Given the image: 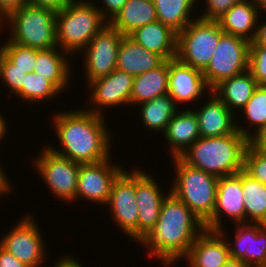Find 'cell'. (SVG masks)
<instances>
[{
	"label": "cell",
	"mask_w": 266,
	"mask_h": 267,
	"mask_svg": "<svg viewBox=\"0 0 266 267\" xmlns=\"http://www.w3.org/2000/svg\"><path fill=\"white\" fill-rule=\"evenodd\" d=\"M223 30L218 21L196 18L177 33L176 58L203 71L209 64Z\"/></svg>",
	"instance_id": "cell-7"
},
{
	"label": "cell",
	"mask_w": 266,
	"mask_h": 267,
	"mask_svg": "<svg viewBox=\"0 0 266 267\" xmlns=\"http://www.w3.org/2000/svg\"><path fill=\"white\" fill-rule=\"evenodd\" d=\"M27 5V0H0V24L12 12Z\"/></svg>",
	"instance_id": "cell-40"
},
{
	"label": "cell",
	"mask_w": 266,
	"mask_h": 267,
	"mask_svg": "<svg viewBox=\"0 0 266 267\" xmlns=\"http://www.w3.org/2000/svg\"><path fill=\"white\" fill-rule=\"evenodd\" d=\"M198 0H155V9L158 21L169 26L175 32L182 31L193 18L192 11L197 8ZM193 9V10H192ZM192 14V15H191ZM191 16V17H190Z\"/></svg>",
	"instance_id": "cell-30"
},
{
	"label": "cell",
	"mask_w": 266,
	"mask_h": 267,
	"mask_svg": "<svg viewBox=\"0 0 266 267\" xmlns=\"http://www.w3.org/2000/svg\"><path fill=\"white\" fill-rule=\"evenodd\" d=\"M74 0H27V5L50 8L55 12L62 10Z\"/></svg>",
	"instance_id": "cell-41"
},
{
	"label": "cell",
	"mask_w": 266,
	"mask_h": 267,
	"mask_svg": "<svg viewBox=\"0 0 266 267\" xmlns=\"http://www.w3.org/2000/svg\"><path fill=\"white\" fill-rule=\"evenodd\" d=\"M133 81L134 76L115 69L110 74L94 79L90 83H87L88 87L90 88V101L87 102V105L89 103V105L92 104L93 107L86 110L105 116V111L102 109L130 105Z\"/></svg>",
	"instance_id": "cell-15"
},
{
	"label": "cell",
	"mask_w": 266,
	"mask_h": 267,
	"mask_svg": "<svg viewBox=\"0 0 266 267\" xmlns=\"http://www.w3.org/2000/svg\"><path fill=\"white\" fill-rule=\"evenodd\" d=\"M24 71L16 68V66L2 53L0 56V79L5 84L9 93L16 94L24 85Z\"/></svg>",
	"instance_id": "cell-36"
},
{
	"label": "cell",
	"mask_w": 266,
	"mask_h": 267,
	"mask_svg": "<svg viewBox=\"0 0 266 267\" xmlns=\"http://www.w3.org/2000/svg\"><path fill=\"white\" fill-rule=\"evenodd\" d=\"M259 11L255 0H242L233 5L217 21L224 33L246 39L252 42L257 30Z\"/></svg>",
	"instance_id": "cell-24"
},
{
	"label": "cell",
	"mask_w": 266,
	"mask_h": 267,
	"mask_svg": "<svg viewBox=\"0 0 266 267\" xmlns=\"http://www.w3.org/2000/svg\"><path fill=\"white\" fill-rule=\"evenodd\" d=\"M33 163L53 197L65 203L75 202L79 163L55 154L47 146Z\"/></svg>",
	"instance_id": "cell-9"
},
{
	"label": "cell",
	"mask_w": 266,
	"mask_h": 267,
	"mask_svg": "<svg viewBox=\"0 0 266 267\" xmlns=\"http://www.w3.org/2000/svg\"><path fill=\"white\" fill-rule=\"evenodd\" d=\"M255 4L258 8V11H260V14L262 13V11L264 13L266 12V0H255Z\"/></svg>",
	"instance_id": "cell-49"
},
{
	"label": "cell",
	"mask_w": 266,
	"mask_h": 267,
	"mask_svg": "<svg viewBox=\"0 0 266 267\" xmlns=\"http://www.w3.org/2000/svg\"><path fill=\"white\" fill-rule=\"evenodd\" d=\"M248 139L237 130L220 137H200L180 158L188 165L218 178L243 171Z\"/></svg>",
	"instance_id": "cell-3"
},
{
	"label": "cell",
	"mask_w": 266,
	"mask_h": 267,
	"mask_svg": "<svg viewBox=\"0 0 266 267\" xmlns=\"http://www.w3.org/2000/svg\"><path fill=\"white\" fill-rule=\"evenodd\" d=\"M248 70L258 85L266 81V46L250 44Z\"/></svg>",
	"instance_id": "cell-37"
},
{
	"label": "cell",
	"mask_w": 266,
	"mask_h": 267,
	"mask_svg": "<svg viewBox=\"0 0 266 267\" xmlns=\"http://www.w3.org/2000/svg\"><path fill=\"white\" fill-rule=\"evenodd\" d=\"M3 54L24 73L29 74L34 71L37 48L25 47L6 39L3 43Z\"/></svg>",
	"instance_id": "cell-34"
},
{
	"label": "cell",
	"mask_w": 266,
	"mask_h": 267,
	"mask_svg": "<svg viewBox=\"0 0 266 267\" xmlns=\"http://www.w3.org/2000/svg\"><path fill=\"white\" fill-rule=\"evenodd\" d=\"M243 171L266 185V151L254 149L248 144L244 153Z\"/></svg>",
	"instance_id": "cell-35"
},
{
	"label": "cell",
	"mask_w": 266,
	"mask_h": 267,
	"mask_svg": "<svg viewBox=\"0 0 266 267\" xmlns=\"http://www.w3.org/2000/svg\"><path fill=\"white\" fill-rule=\"evenodd\" d=\"M205 5L207 6L199 18L204 20H214L217 21L221 16H223L233 5L241 2L242 0H205ZM204 13V14H203Z\"/></svg>",
	"instance_id": "cell-38"
},
{
	"label": "cell",
	"mask_w": 266,
	"mask_h": 267,
	"mask_svg": "<svg viewBox=\"0 0 266 267\" xmlns=\"http://www.w3.org/2000/svg\"><path fill=\"white\" fill-rule=\"evenodd\" d=\"M1 113V112H0ZM6 120L4 118V116L2 114H0V142H2V140H5V136L7 135V129H8V124H6Z\"/></svg>",
	"instance_id": "cell-48"
},
{
	"label": "cell",
	"mask_w": 266,
	"mask_h": 267,
	"mask_svg": "<svg viewBox=\"0 0 266 267\" xmlns=\"http://www.w3.org/2000/svg\"><path fill=\"white\" fill-rule=\"evenodd\" d=\"M2 28H1V26H0V30H1ZM3 53V45L2 46H0V56H1V54Z\"/></svg>",
	"instance_id": "cell-51"
},
{
	"label": "cell",
	"mask_w": 266,
	"mask_h": 267,
	"mask_svg": "<svg viewBox=\"0 0 266 267\" xmlns=\"http://www.w3.org/2000/svg\"><path fill=\"white\" fill-rule=\"evenodd\" d=\"M96 5L91 0H74L56 12L57 47L69 56L82 52L93 36L108 24Z\"/></svg>",
	"instance_id": "cell-4"
},
{
	"label": "cell",
	"mask_w": 266,
	"mask_h": 267,
	"mask_svg": "<svg viewBox=\"0 0 266 267\" xmlns=\"http://www.w3.org/2000/svg\"><path fill=\"white\" fill-rule=\"evenodd\" d=\"M222 267H251L241 259L229 258Z\"/></svg>",
	"instance_id": "cell-47"
},
{
	"label": "cell",
	"mask_w": 266,
	"mask_h": 267,
	"mask_svg": "<svg viewBox=\"0 0 266 267\" xmlns=\"http://www.w3.org/2000/svg\"><path fill=\"white\" fill-rule=\"evenodd\" d=\"M112 220L120 231L138 242V207L135 198V167L125 169L114 180L107 203Z\"/></svg>",
	"instance_id": "cell-11"
},
{
	"label": "cell",
	"mask_w": 266,
	"mask_h": 267,
	"mask_svg": "<svg viewBox=\"0 0 266 267\" xmlns=\"http://www.w3.org/2000/svg\"><path fill=\"white\" fill-rule=\"evenodd\" d=\"M163 61L160 55L124 36L118 49L116 69L137 76L158 67Z\"/></svg>",
	"instance_id": "cell-25"
},
{
	"label": "cell",
	"mask_w": 266,
	"mask_h": 267,
	"mask_svg": "<svg viewBox=\"0 0 266 267\" xmlns=\"http://www.w3.org/2000/svg\"><path fill=\"white\" fill-rule=\"evenodd\" d=\"M4 23L9 24L12 42L37 49L57 47L56 12L50 8L25 5L1 22L2 29Z\"/></svg>",
	"instance_id": "cell-6"
},
{
	"label": "cell",
	"mask_w": 266,
	"mask_h": 267,
	"mask_svg": "<svg viewBox=\"0 0 266 267\" xmlns=\"http://www.w3.org/2000/svg\"><path fill=\"white\" fill-rule=\"evenodd\" d=\"M67 256V257H66ZM61 256L57 262L54 263L53 267H83L79 260L74 258L73 256ZM52 267V266H51Z\"/></svg>",
	"instance_id": "cell-46"
},
{
	"label": "cell",
	"mask_w": 266,
	"mask_h": 267,
	"mask_svg": "<svg viewBox=\"0 0 266 267\" xmlns=\"http://www.w3.org/2000/svg\"><path fill=\"white\" fill-rule=\"evenodd\" d=\"M242 193L246 224H266V185L242 171Z\"/></svg>",
	"instance_id": "cell-31"
},
{
	"label": "cell",
	"mask_w": 266,
	"mask_h": 267,
	"mask_svg": "<svg viewBox=\"0 0 266 267\" xmlns=\"http://www.w3.org/2000/svg\"><path fill=\"white\" fill-rule=\"evenodd\" d=\"M175 178L170 192L181 200L204 224L215 208L218 177L173 157Z\"/></svg>",
	"instance_id": "cell-5"
},
{
	"label": "cell",
	"mask_w": 266,
	"mask_h": 267,
	"mask_svg": "<svg viewBox=\"0 0 266 267\" xmlns=\"http://www.w3.org/2000/svg\"><path fill=\"white\" fill-rule=\"evenodd\" d=\"M233 226L236 228L233 242L226 237L230 258L241 259L251 267H265L266 224L247 223Z\"/></svg>",
	"instance_id": "cell-17"
},
{
	"label": "cell",
	"mask_w": 266,
	"mask_h": 267,
	"mask_svg": "<svg viewBox=\"0 0 266 267\" xmlns=\"http://www.w3.org/2000/svg\"><path fill=\"white\" fill-rule=\"evenodd\" d=\"M249 49L246 39L228 33L220 36L208 66L202 71L211 90L223 80L248 70Z\"/></svg>",
	"instance_id": "cell-8"
},
{
	"label": "cell",
	"mask_w": 266,
	"mask_h": 267,
	"mask_svg": "<svg viewBox=\"0 0 266 267\" xmlns=\"http://www.w3.org/2000/svg\"><path fill=\"white\" fill-rule=\"evenodd\" d=\"M129 37L148 51L160 55L164 60L176 58L177 32L158 20L141 26Z\"/></svg>",
	"instance_id": "cell-22"
},
{
	"label": "cell",
	"mask_w": 266,
	"mask_h": 267,
	"mask_svg": "<svg viewBox=\"0 0 266 267\" xmlns=\"http://www.w3.org/2000/svg\"><path fill=\"white\" fill-rule=\"evenodd\" d=\"M69 54L58 47L37 49L34 73L49 80L61 93L71 84L72 66ZM69 59V60H67ZM70 83V84H69Z\"/></svg>",
	"instance_id": "cell-23"
},
{
	"label": "cell",
	"mask_w": 266,
	"mask_h": 267,
	"mask_svg": "<svg viewBox=\"0 0 266 267\" xmlns=\"http://www.w3.org/2000/svg\"><path fill=\"white\" fill-rule=\"evenodd\" d=\"M141 105V106H140ZM139 105L140 119L148 131L161 132L167 128V124L178 111V105L169 95L164 94L155 97L151 101Z\"/></svg>",
	"instance_id": "cell-29"
},
{
	"label": "cell",
	"mask_w": 266,
	"mask_h": 267,
	"mask_svg": "<svg viewBox=\"0 0 266 267\" xmlns=\"http://www.w3.org/2000/svg\"><path fill=\"white\" fill-rule=\"evenodd\" d=\"M248 143L254 149L266 151V124L248 139Z\"/></svg>",
	"instance_id": "cell-42"
},
{
	"label": "cell",
	"mask_w": 266,
	"mask_h": 267,
	"mask_svg": "<svg viewBox=\"0 0 266 267\" xmlns=\"http://www.w3.org/2000/svg\"><path fill=\"white\" fill-rule=\"evenodd\" d=\"M266 91V81L260 85Z\"/></svg>",
	"instance_id": "cell-50"
},
{
	"label": "cell",
	"mask_w": 266,
	"mask_h": 267,
	"mask_svg": "<svg viewBox=\"0 0 266 267\" xmlns=\"http://www.w3.org/2000/svg\"><path fill=\"white\" fill-rule=\"evenodd\" d=\"M1 164L2 163H0V197H3L4 195H7V193L10 194L11 192H13L12 189L14 187L12 186L11 180H9V178L7 177V174L5 173L4 168Z\"/></svg>",
	"instance_id": "cell-44"
},
{
	"label": "cell",
	"mask_w": 266,
	"mask_h": 267,
	"mask_svg": "<svg viewBox=\"0 0 266 267\" xmlns=\"http://www.w3.org/2000/svg\"><path fill=\"white\" fill-rule=\"evenodd\" d=\"M211 95V97H210ZM208 101L194 109L199 124L201 137H220L233 134L236 129V113L229 108L211 91Z\"/></svg>",
	"instance_id": "cell-20"
},
{
	"label": "cell",
	"mask_w": 266,
	"mask_h": 267,
	"mask_svg": "<svg viewBox=\"0 0 266 267\" xmlns=\"http://www.w3.org/2000/svg\"><path fill=\"white\" fill-rule=\"evenodd\" d=\"M241 112H244L245 118L243 120L246 119L247 127L246 125L245 127L240 125V122L238 125V121H236V129L241 135L249 139L266 124V91L260 85L255 89L251 99L246 103ZM252 127L255 128L252 130ZM249 128H251L252 132H250Z\"/></svg>",
	"instance_id": "cell-32"
},
{
	"label": "cell",
	"mask_w": 266,
	"mask_h": 267,
	"mask_svg": "<svg viewBox=\"0 0 266 267\" xmlns=\"http://www.w3.org/2000/svg\"><path fill=\"white\" fill-rule=\"evenodd\" d=\"M106 116L84 109L55 112L52 125L56 131L58 148L46 145L52 152L79 164L97 163L111 157L110 127ZM108 128V129H107Z\"/></svg>",
	"instance_id": "cell-1"
},
{
	"label": "cell",
	"mask_w": 266,
	"mask_h": 267,
	"mask_svg": "<svg viewBox=\"0 0 266 267\" xmlns=\"http://www.w3.org/2000/svg\"><path fill=\"white\" fill-rule=\"evenodd\" d=\"M226 217L234 224H246L242 193V171L218 178L216 203L212 216L204 223L205 229L220 231Z\"/></svg>",
	"instance_id": "cell-13"
},
{
	"label": "cell",
	"mask_w": 266,
	"mask_h": 267,
	"mask_svg": "<svg viewBox=\"0 0 266 267\" xmlns=\"http://www.w3.org/2000/svg\"><path fill=\"white\" fill-rule=\"evenodd\" d=\"M177 111L167 124V128L162 134L168 143L170 155L180 157L200 136L199 124L196 113L192 108Z\"/></svg>",
	"instance_id": "cell-21"
},
{
	"label": "cell",
	"mask_w": 266,
	"mask_h": 267,
	"mask_svg": "<svg viewBox=\"0 0 266 267\" xmlns=\"http://www.w3.org/2000/svg\"><path fill=\"white\" fill-rule=\"evenodd\" d=\"M26 214L2 236L0 245L28 267H40L48 255L46 243L33 215Z\"/></svg>",
	"instance_id": "cell-10"
},
{
	"label": "cell",
	"mask_w": 266,
	"mask_h": 267,
	"mask_svg": "<svg viewBox=\"0 0 266 267\" xmlns=\"http://www.w3.org/2000/svg\"><path fill=\"white\" fill-rule=\"evenodd\" d=\"M224 228L220 231L204 229L197 236L183 258L189 263L188 267H222L227 262L230 252Z\"/></svg>",
	"instance_id": "cell-19"
},
{
	"label": "cell",
	"mask_w": 266,
	"mask_h": 267,
	"mask_svg": "<svg viewBox=\"0 0 266 267\" xmlns=\"http://www.w3.org/2000/svg\"><path fill=\"white\" fill-rule=\"evenodd\" d=\"M61 92L47 79L39 76L34 72H30L25 76L23 87L15 94L17 98H22L23 102L43 103L55 99Z\"/></svg>",
	"instance_id": "cell-33"
},
{
	"label": "cell",
	"mask_w": 266,
	"mask_h": 267,
	"mask_svg": "<svg viewBox=\"0 0 266 267\" xmlns=\"http://www.w3.org/2000/svg\"><path fill=\"white\" fill-rule=\"evenodd\" d=\"M260 22L258 20L256 35L253 41L250 42V44H261V45L266 46V22H264V20L262 21L260 20Z\"/></svg>",
	"instance_id": "cell-45"
},
{
	"label": "cell",
	"mask_w": 266,
	"mask_h": 267,
	"mask_svg": "<svg viewBox=\"0 0 266 267\" xmlns=\"http://www.w3.org/2000/svg\"><path fill=\"white\" fill-rule=\"evenodd\" d=\"M204 229L201 220L170 192L162 202L157 223L138 243L147 249L150 258L170 267L187 255Z\"/></svg>",
	"instance_id": "cell-2"
},
{
	"label": "cell",
	"mask_w": 266,
	"mask_h": 267,
	"mask_svg": "<svg viewBox=\"0 0 266 267\" xmlns=\"http://www.w3.org/2000/svg\"><path fill=\"white\" fill-rule=\"evenodd\" d=\"M0 267H28L0 245Z\"/></svg>",
	"instance_id": "cell-43"
},
{
	"label": "cell",
	"mask_w": 266,
	"mask_h": 267,
	"mask_svg": "<svg viewBox=\"0 0 266 267\" xmlns=\"http://www.w3.org/2000/svg\"><path fill=\"white\" fill-rule=\"evenodd\" d=\"M258 83L253 78L249 70L223 80L212 92L229 108L237 114L243 109L251 99ZM236 109V110H235Z\"/></svg>",
	"instance_id": "cell-27"
},
{
	"label": "cell",
	"mask_w": 266,
	"mask_h": 267,
	"mask_svg": "<svg viewBox=\"0 0 266 267\" xmlns=\"http://www.w3.org/2000/svg\"><path fill=\"white\" fill-rule=\"evenodd\" d=\"M155 4L148 0H128L109 24L124 36L136 29L157 21Z\"/></svg>",
	"instance_id": "cell-28"
},
{
	"label": "cell",
	"mask_w": 266,
	"mask_h": 267,
	"mask_svg": "<svg viewBox=\"0 0 266 267\" xmlns=\"http://www.w3.org/2000/svg\"><path fill=\"white\" fill-rule=\"evenodd\" d=\"M212 90L203 78L202 71L180 62L177 58L169 60V83L168 94L175 103L189 104L195 102Z\"/></svg>",
	"instance_id": "cell-18"
},
{
	"label": "cell",
	"mask_w": 266,
	"mask_h": 267,
	"mask_svg": "<svg viewBox=\"0 0 266 267\" xmlns=\"http://www.w3.org/2000/svg\"><path fill=\"white\" fill-rule=\"evenodd\" d=\"M158 183L149 172L135 168V198L139 213L138 242L157 223L162 202L170 193V190L164 193Z\"/></svg>",
	"instance_id": "cell-16"
},
{
	"label": "cell",
	"mask_w": 266,
	"mask_h": 267,
	"mask_svg": "<svg viewBox=\"0 0 266 267\" xmlns=\"http://www.w3.org/2000/svg\"><path fill=\"white\" fill-rule=\"evenodd\" d=\"M101 1V0H100ZM128 0H102L100 5H97V9L100 11L102 17L109 23L115 15L123 8Z\"/></svg>",
	"instance_id": "cell-39"
},
{
	"label": "cell",
	"mask_w": 266,
	"mask_h": 267,
	"mask_svg": "<svg viewBox=\"0 0 266 267\" xmlns=\"http://www.w3.org/2000/svg\"><path fill=\"white\" fill-rule=\"evenodd\" d=\"M124 35L109 23L93 36L89 44L82 50L81 57L86 81L110 74L116 69L120 43ZM85 56V57H84Z\"/></svg>",
	"instance_id": "cell-12"
},
{
	"label": "cell",
	"mask_w": 266,
	"mask_h": 267,
	"mask_svg": "<svg viewBox=\"0 0 266 267\" xmlns=\"http://www.w3.org/2000/svg\"><path fill=\"white\" fill-rule=\"evenodd\" d=\"M110 160L109 157L97 163L80 164L75 200L82 197L93 204L107 203L114 180L126 169Z\"/></svg>",
	"instance_id": "cell-14"
},
{
	"label": "cell",
	"mask_w": 266,
	"mask_h": 267,
	"mask_svg": "<svg viewBox=\"0 0 266 267\" xmlns=\"http://www.w3.org/2000/svg\"><path fill=\"white\" fill-rule=\"evenodd\" d=\"M169 60H164L158 67L134 76L130 96L131 105H140L155 97L168 94Z\"/></svg>",
	"instance_id": "cell-26"
}]
</instances>
